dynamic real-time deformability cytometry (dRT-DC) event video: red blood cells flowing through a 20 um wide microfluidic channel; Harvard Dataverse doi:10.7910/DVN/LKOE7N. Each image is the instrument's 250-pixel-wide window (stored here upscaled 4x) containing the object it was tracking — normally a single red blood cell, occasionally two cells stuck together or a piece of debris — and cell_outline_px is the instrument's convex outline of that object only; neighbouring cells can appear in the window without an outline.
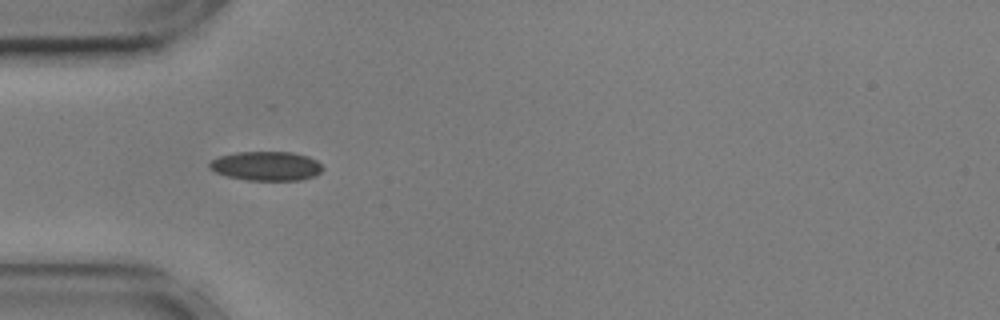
{"species": "common noctule bat (a hibernating species)", "species_latin": "Nyctalus noctula", "temperature_condition": "cold", "stored_images_in_passage": 16, "camera_frame_rate_fps": 3000, "um_per_image_px": 0.085, "animal": {"sex": "male", "body_mass_g": 17.9, "forearm_length_mm": 54.2}, "frame": {"image": 1, "passage_image": 5, "time_ms": 1.333, "image_size_px": [1000, 320], "cell_outline_px": [[324, 168], [320, 172], [312, 176], [300, 180], [248, 180], [228, 176], [216, 172], [208, 168], [208, 164], [212, 160], [220, 156], [236, 152], [292, 152], [308, 156], [316, 160]], "centroid_in_image_um": [22.63, 14.1], "position_along_channel_um": 62.4, "area_um2": 19.13}}